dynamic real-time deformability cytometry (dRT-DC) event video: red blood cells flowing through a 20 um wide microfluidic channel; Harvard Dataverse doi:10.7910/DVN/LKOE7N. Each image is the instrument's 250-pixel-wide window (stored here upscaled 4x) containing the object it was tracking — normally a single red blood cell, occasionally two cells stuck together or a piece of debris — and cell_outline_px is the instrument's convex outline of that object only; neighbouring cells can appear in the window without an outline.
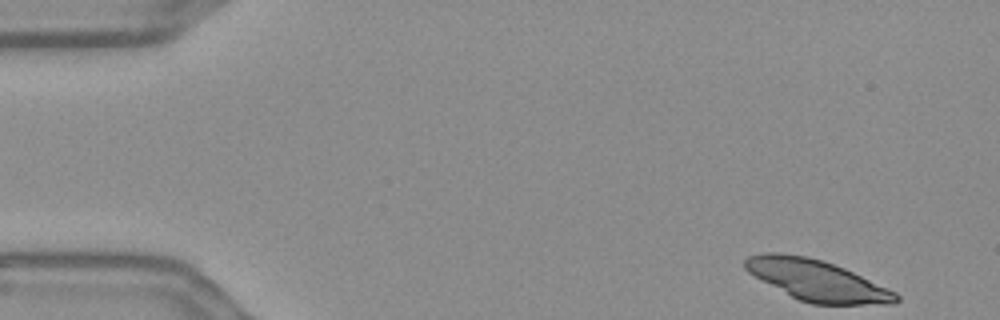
{"species": "Egyptian fruit bat (a non-hibernating species)", "species_latin": "Rousettus aegyptiacus", "temperature_condition": "warm", "stored_images_in_passage": 53, "camera_frame_rate_fps": 3000, "um_per_image_px": 0.085, "frame": {"image": 1, "passage_image": 1, "time_ms": 0.0, "image_size_px": [1000, 320], "cell_outline_px": [[900, 300], [896, 304], [812, 304], [800, 300], [792, 296], [748, 272], [744, 268], [744, 260], [748, 256], [764, 252], [780, 252], [808, 256], [844, 268], [896, 292], [900, 296]], "centroid_in_image_um": [69.45, 23.82], "position_along_channel_um": 15.6, "area_um2": 35.55}}